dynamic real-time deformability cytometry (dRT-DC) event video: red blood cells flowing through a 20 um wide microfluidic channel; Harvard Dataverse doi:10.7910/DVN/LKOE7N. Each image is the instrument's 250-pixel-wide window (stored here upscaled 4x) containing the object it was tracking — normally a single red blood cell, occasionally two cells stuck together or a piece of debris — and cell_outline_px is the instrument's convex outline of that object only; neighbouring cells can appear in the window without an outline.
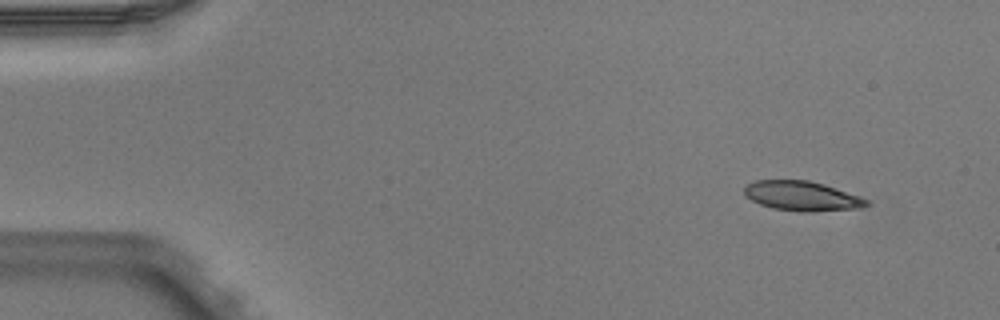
{"species": "Egyptian fruit bat (a non-hibernating species)", "species_latin": "Rousettus aegyptiacus", "temperature_condition": "warm", "stored_images_in_passage": 2, "camera_frame_rate_fps": 3000, "um_per_image_px": 0.085, "animal": {"sex": "male"}, "frame": {"image": 1, "passage_image": 2, "time_ms": 0.333, "image_size_px": [1000, 320], "cell_outline_px": [[872, 204], [856, 208], [808, 212], [772, 208], [760, 204], [744, 196], [744, 184], [756, 180], [808, 180], [824, 184], [860, 196], [868, 200]], "centroid_in_image_um": [68.13, 16.65], "position_along_channel_um": 16.9, "area_um2": 21.1}}